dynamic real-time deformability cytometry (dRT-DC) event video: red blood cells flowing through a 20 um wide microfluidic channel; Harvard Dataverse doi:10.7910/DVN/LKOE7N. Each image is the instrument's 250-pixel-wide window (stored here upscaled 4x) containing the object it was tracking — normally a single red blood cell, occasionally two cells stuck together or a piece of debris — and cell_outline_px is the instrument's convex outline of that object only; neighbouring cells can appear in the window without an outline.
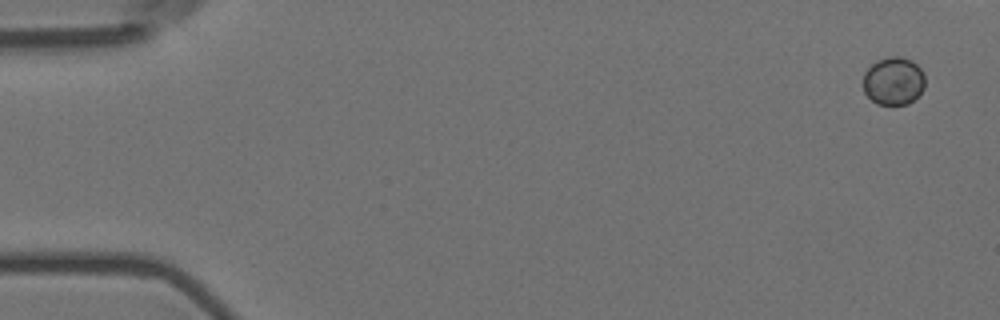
{"species": "Egyptian fruit bat (a non-hibernating species)", "species_latin": "Rousettus aegyptiacus", "temperature_condition": "room temperature", "stored_images_in_passage": 7, "camera_frame_rate_fps": 3000, "um_per_image_px": 0.085, "animal": {"sex": "female"}, "frame": {"image": 1, "passage_image": 1, "time_ms": 0.0, "image_size_px": [1000, 320], "cell_outline_px": [[924, 88], [908, 104], [876, 104], [864, 92], [864, 72], [876, 60], [888, 56], [900, 56], [912, 60], [924, 72]], "centroid_in_image_um": [75.94, 6.86], "position_along_channel_um": 9.1, "area_um2": 17.28}}
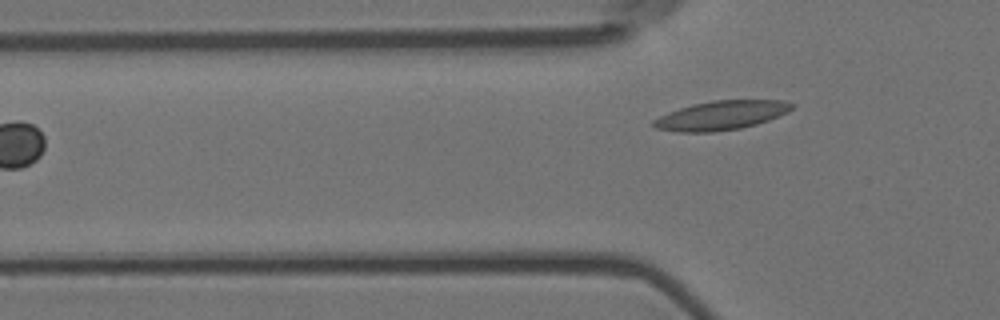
{"frame": {"image": 2, "passage_image": 7, "time_ms": 2.0, "image_size_px": [1000, 320], "cell_outline_px": [[792, 108], [788, 112], [768, 120], [756, 124], [740, 128], [712, 132], [676, 132], [656, 128], [652, 124], [652, 120], [668, 112], [692, 104], [712, 100], [784, 100], [792, 104]], "centroid_in_image_um": [61.27, 9.8], "position_along_channel_um": 64.5, "area_um2": 23.35}}